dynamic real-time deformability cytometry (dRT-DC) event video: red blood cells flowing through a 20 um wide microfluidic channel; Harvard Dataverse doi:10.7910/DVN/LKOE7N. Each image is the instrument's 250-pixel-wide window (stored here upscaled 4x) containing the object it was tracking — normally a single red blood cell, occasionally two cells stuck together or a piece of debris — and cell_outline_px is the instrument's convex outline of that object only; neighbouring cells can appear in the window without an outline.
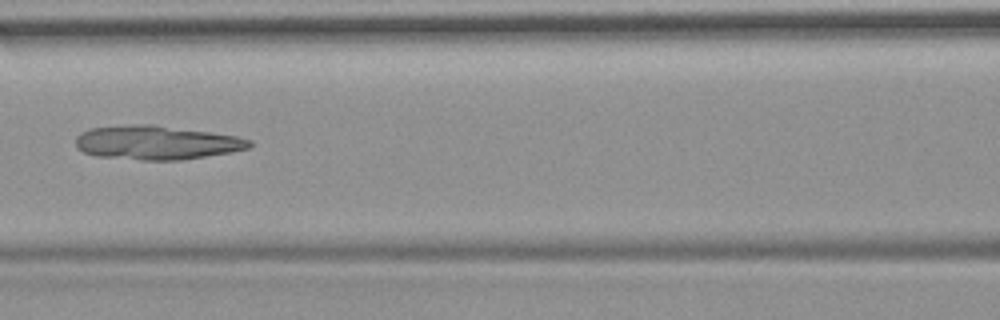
{"species": "common noctule bat (a hibernating species)", "species_latin": "Nyctalus noctula", "temperature_condition": "room temperature", "stored_images_in_passage": 5, "camera_frame_rate_fps": 3000, "um_per_image_px": 0.085, "animal": {"sex": "female", "body_mass_g": 19.9}, "frame": {"image": 1, "passage_image": 3, "time_ms": 2.333, "image_size_px": [1000, 320], "cell_outline_px": [[252, 144], [248, 148], [232, 152], [184, 160], [140, 160], [96, 156], [84, 152], [76, 148], [76, 136], [80, 132], [88, 128], [136, 124], [152, 124], [236, 136], [252, 140]], "centroid_in_image_um": [13.28, 12.13], "position_along_channel_um": 153.3, "area_um2": 34.51}}
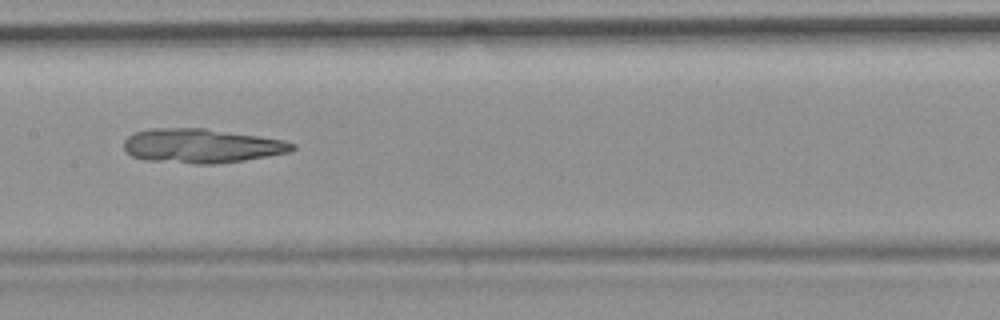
{"frame": {"image": 2, "passage_image": 4, "time_ms": 3.333, "image_size_px": [1000, 320], "cell_outline_px": [[296, 148], [288, 152], [244, 160], [216, 164], [196, 164], [144, 160], [132, 156], [124, 152], [124, 140], [128, 136], [136, 132], [148, 128], [204, 128], [284, 140], [296, 144]], "centroid_in_image_um": [17.08, 12.4], "position_along_channel_um": 190.3, "area_um2": 33.64}}